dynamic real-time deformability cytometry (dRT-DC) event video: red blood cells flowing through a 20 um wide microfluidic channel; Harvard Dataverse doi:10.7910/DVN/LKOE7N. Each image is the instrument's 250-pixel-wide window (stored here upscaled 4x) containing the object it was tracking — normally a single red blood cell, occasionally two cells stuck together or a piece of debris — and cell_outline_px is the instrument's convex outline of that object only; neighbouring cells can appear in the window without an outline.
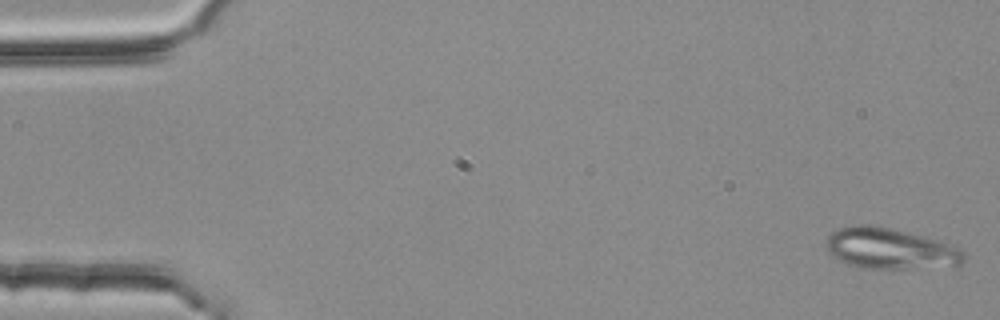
{"species": "common noctule bat (a hibernating species)", "species_latin": "Nyctalus noctula", "temperature_condition": "room temperature", "stored_images_in_passage": 53, "camera_frame_rate_fps": 3000, "um_per_image_px": 0.085, "animal": {"sex": "female", "body_mass_g": 25.1}, "frame": {"image": 1, "passage_image": 1, "time_ms": 0.0, "image_size_px": [1000, 320], "cell_outline_px": [[964, 260], [960, 264], [904, 268], [856, 268], [832, 256], [828, 252], [828, 236], [832, 232], [840, 228], [856, 224], [872, 224], [936, 240], [960, 248], [964, 252]], "centroid_in_image_um": [75.59, 21.13], "position_along_channel_um": 9.4, "area_um2": 32.02}}
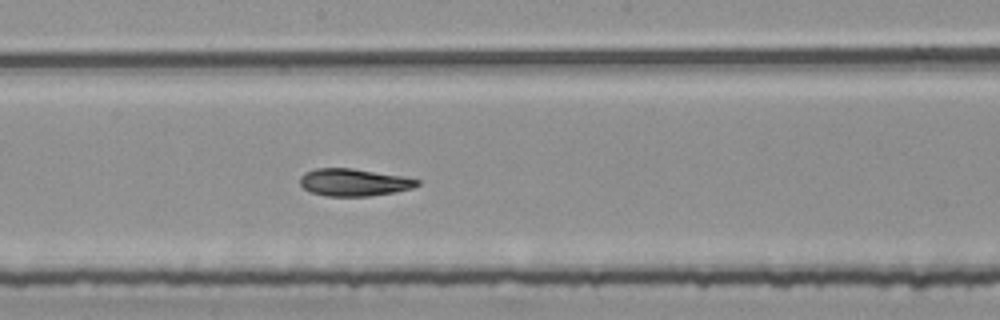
{"frame": {"image": 2, "passage_image": 29, "time_ms": 9.333, "image_size_px": [1000, 320], "cell_outline_px": [[420, 184], [412, 188], [396, 192], [368, 196], [324, 196], [312, 192], [304, 188], [300, 184], [300, 176], [304, 172], [316, 168], [352, 168], [400, 176], [420, 180]], "centroid_in_image_um": [30.06, 15.5], "position_along_channel_um": 218.1, "area_um2": 18.61}}
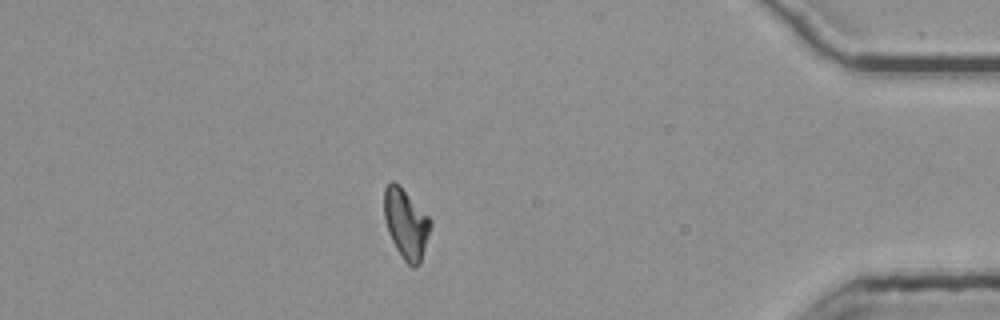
{"frame": {"image": 3, "passage_image": 47, "time_ms": 15.333, "image_size_px": [1000, 320], "cell_outline_px": [[432, 224], [420, 264], [416, 268], [412, 268], [404, 260], [396, 248], [388, 232], [384, 216], [384, 188], [392, 180], [432, 220]], "centroid_in_image_um": [34.51, 19.08], "position_along_channel_um": 400.7, "area_um2": 18.44}, "authors_computed_cell_mechanics": {"area_um2": 19.1896, "velocity_mm_per_s": 3.7727, "shape_relaxation_time_tau1_ms": 7.0264, "shape_relaxation_time_tau2_ms": 3.2845, "deformation_change_tau1": 0.1975, "deformation_change_tau2": 0.0898}}